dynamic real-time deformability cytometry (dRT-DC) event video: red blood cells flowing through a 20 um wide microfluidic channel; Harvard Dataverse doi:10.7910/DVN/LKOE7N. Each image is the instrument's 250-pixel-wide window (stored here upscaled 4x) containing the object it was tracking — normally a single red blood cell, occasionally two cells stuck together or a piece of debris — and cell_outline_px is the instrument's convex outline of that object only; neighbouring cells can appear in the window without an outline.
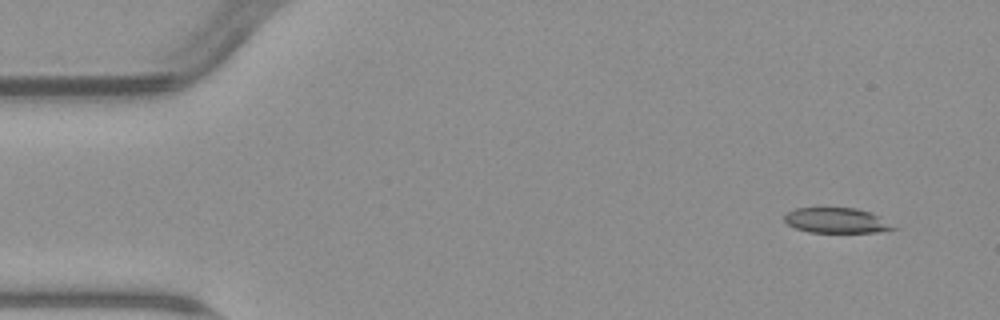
{"species": "common noctule bat (a hibernating species)", "species_latin": "Nyctalus noctula", "temperature_condition": "warm", "stored_images_in_passage": 5, "camera_frame_rate_fps": 3000, "um_per_image_px": 0.085, "animal": {"sex": "male", "body_mass_g": 23.1, "forearm_length_mm": 52.7}, "frame": {"image": 1, "passage_image": 1, "time_ms": 0.0, "image_size_px": [1000, 320], "cell_outline_px": [[900, 228], [876, 232], [808, 232], [796, 228], [788, 224], [784, 220], [784, 216], [788, 212], [796, 208], [856, 208], [872, 212], [880, 216]], "centroid_in_image_um": [71.16, 18.74], "position_along_channel_um": 13.8, "area_um2": 16.07}}
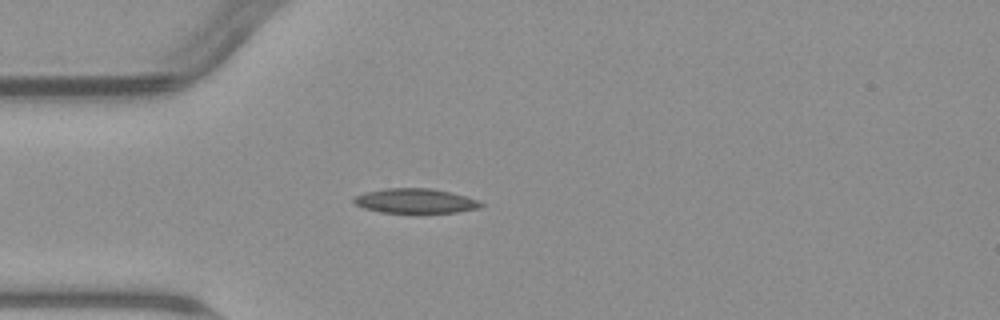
{"frame": {"image": 2, "passage_image": 4, "time_ms": 3.667, "image_size_px": [1000, 320], "cell_outline_px": [[484, 204], [480, 208], [456, 212], [416, 216], [380, 212], [364, 208], [356, 204], [352, 200], [356, 196], [364, 192], [384, 188], [432, 188], [452, 192], [476, 200]], "centroid_in_image_um": [35.3, 17.12], "position_along_channel_um": 49.7, "area_um2": 19.19}}